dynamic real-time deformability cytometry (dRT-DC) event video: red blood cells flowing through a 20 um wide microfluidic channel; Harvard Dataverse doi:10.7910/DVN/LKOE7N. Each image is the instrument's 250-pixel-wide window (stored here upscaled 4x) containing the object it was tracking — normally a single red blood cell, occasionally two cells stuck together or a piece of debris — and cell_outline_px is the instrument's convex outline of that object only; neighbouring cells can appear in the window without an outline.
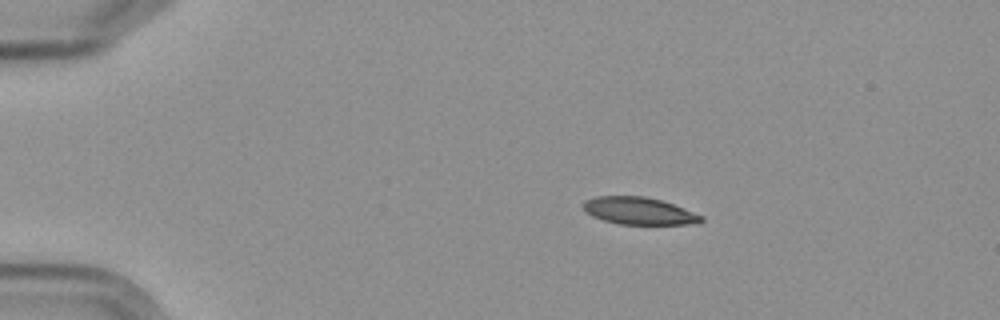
{"species": "Egyptian fruit bat (a non-hibernating species)", "species_latin": "Rousettus aegyptiacus", "temperature_condition": "cold", "stored_images_in_passage": 4, "camera_frame_rate_fps": 3000, "um_per_image_px": 0.085, "frame": {"image": 1, "passage_image": 2, "time_ms": 2.0, "image_size_px": [1000, 320], "cell_outline_px": [[704, 220], [692, 224], [620, 224], [604, 220], [592, 216], [584, 208], [584, 200], [596, 196], [644, 196], [660, 200], [684, 208], [704, 216]], "centroid_in_image_um": [54.33, 17.92], "position_along_channel_um": 30.7, "area_um2": 18.55}}